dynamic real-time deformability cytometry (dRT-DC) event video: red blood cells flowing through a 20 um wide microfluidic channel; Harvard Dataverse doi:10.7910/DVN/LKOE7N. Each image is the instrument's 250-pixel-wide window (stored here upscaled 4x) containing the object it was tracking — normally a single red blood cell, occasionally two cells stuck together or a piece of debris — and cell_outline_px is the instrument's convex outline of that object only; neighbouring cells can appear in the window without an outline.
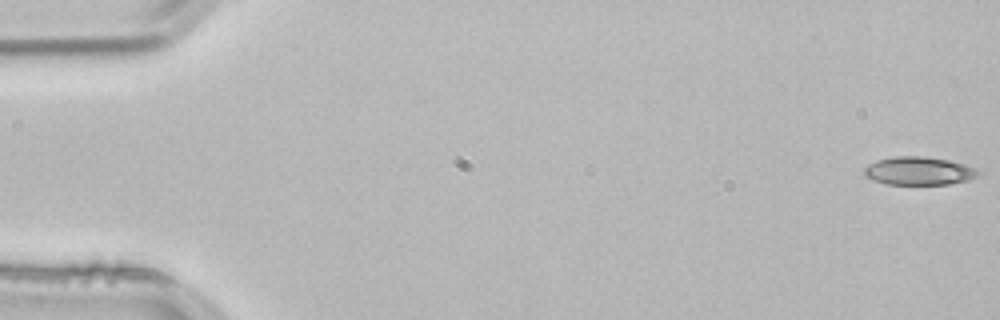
{"species": "common noctule bat (a hibernating species)", "species_latin": "Nyctalus noctula", "temperature_condition": "room temperature", "stored_images_in_passage": 53, "camera_frame_rate_fps": 3000, "um_per_image_px": 0.085, "animal": {"sex": "male", "body_mass_g": 21.5, "forearm_length_mm": 52.0}, "frame": {"image": 1, "passage_image": 1, "time_ms": 0.0, "image_size_px": [1000, 320], "cell_outline_px": [[980, 172], [976, 176], [968, 180], [948, 184], [888, 184], [876, 180], [868, 176], [864, 172], [864, 168], [868, 164], [876, 160], [892, 156], [924, 156], [948, 160], [964, 164]], "centroid_in_image_um": [78.08, 14.51], "position_along_channel_um": 6.9, "area_um2": 18.44}}
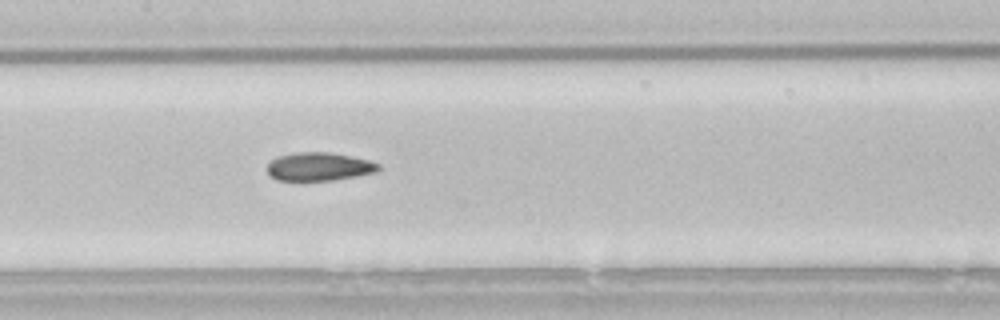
{"frame": {"image": 2, "passage_image": 26, "time_ms": 8.333, "image_size_px": [1000, 320], "cell_outline_px": [[380, 168], [376, 172], [336, 180], [300, 184], [276, 180], [268, 172], [268, 164], [276, 156], [296, 152], [328, 152], [352, 156], [368, 160], [380, 164]], "centroid_in_image_um": [27.07, 14.21], "position_along_channel_um": 180.3, "area_um2": 19.19}}
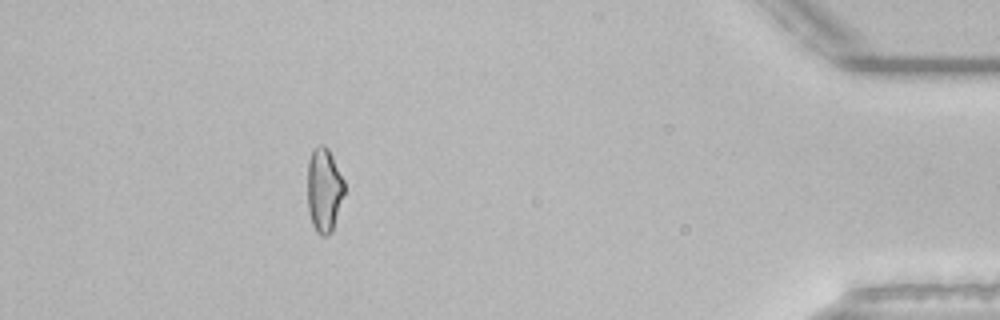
{"frame": {"image": 3, "passage_image": 48, "time_ms": 15.667, "image_size_px": [1000, 320], "cell_outline_px": [[344, 192], [332, 232], [328, 236], [320, 236], [316, 232], [312, 224], [308, 212], [308, 160], [312, 148], [320, 144], [324, 144], [328, 148], [344, 180]], "centroid_in_image_um": [27.53, 16.14], "position_along_channel_um": 407.7, "area_um2": 18.21}, "authors_computed_cell_mechanics": {"area_um2": 18.9584, "velocity_mm_per_s": 3.8537, "shape_relaxation_time_tau1_ms": null, "shape_relaxation_time_tau2_ms": 9.7912, "deformation_change_tau1": null, "deformation_change_tau2": 0.1884}}